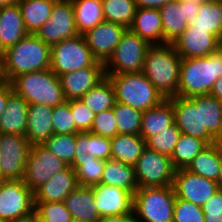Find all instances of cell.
<instances>
[{
	"mask_svg": "<svg viewBox=\"0 0 222 222\" xmlns=\"http://www.w3.org/2000/svg\"><path fill=\"white\" fill-rule=\"evenodd\" d=\"M181 60L172 43L154 44L147 49L142 73L164 99L178 95Z\"/></svg>",
	"mask_w": 222,
	"mask_h": 222,
	"instance_id": "obj_1",
	"label": "cell"
},
{
	"mask_svg": "<svg viewBox=\"0 0 222 222\" xmlns=\"http://www.w3.org/2000/svg\"><path fill=\"white\" fill-rule=\"evenodd\" d=\"M51 46L35 34H28L8 47L2 56L3 75L10 82L14 77L50 68Z\"/></svg>",
	"mask_w": 222,
	"mask_h": 222,
	"instance_id": "obj_2",
	"label": "cell"
},
{
	"mask_svg": "<svg viewBox=\"0 0 222 222\" xmlns=\"http://www.w3.org/2000/svg\"><path fill=\"white\" fill-rule=\"evenodd\" d=\"M221 76L222 59L218 52L205 57L182 59L177 96L190 98L209 94Z\"/></svg>",
	"mask_w": 222,
	"mask_h": 222,
	"instance_id": "obj_3",
	"label": "cell"
},
{
	"mask_svg": "<svg viewBox=\"0 0 222 222\" xmlns=\"http://www.w3.org/2000/svg\"><path fill=\"white\" fill-rule=\"evenodd\" d=\"M10 84L13 91L29 105L44 104L54 107L66 101L60 79L50 68L16 76Z\"/></svg>",
	"mask_w": 222,
	"mask_h": 222,
	"instance_id": "obj_4",
	"label": "cell"
},
{
	"mask_svg": "<svg viewBox=\"0 0 222 222\" xmlns=\"http://www.w3.org/2000/svg\"><path fill=\"white\" fill-rule=\"evenodd\" d=\"M105 75L114 86L116 102L144 112L165 100L142 72Z\"/></svg>",
	"mask_w": 222,
	"mask_h": 222,
	"instance_id": "obj_5",
	"label": "cell"
},
{
	"mask_svg": "<svg viewBox=\"0 0 222 222\" xmlns=\"http://www.w3.org/2000/svg\"><path fill=\"white\" fill-rule=\"evenodd\" d=\"M175 201L173 186L138 188L133 201L136 222H172Z\"/></svg>",
	"mask_w": 222,
	"mask_h": 222,
	"instance_id": "obj_6",
	"label": "cell"
},
{
	"mask_svg": "<svg viewBox=\"0 0 222 222\" xmlns=\"http://www.w3.org/2000/svg\"><path fill=\"white\" fill-rule=\"evenodd\" d=\"M92 65H104L93 55L83 35L51 46L50 70L58 77Z\"/></svg>",
	"mask_w": 222,
	"mask_h": 222,
	"instance_id": "obj_7",
	"label": "cell"
},
{
	"mask_svg": "<svg viewBox=\"0 0 222 222\" xmlns=\"http://www.w3.org/2000/svg\"><path fill=\"white\" fill-rule=\"evenodd\" d=\"M149 46L146 40L126 29L113 54L104 64L105 74L142 72Z\"/></svg>",
	"mask_w": 222,
	"mask_h": 222,
	"instance_id": "obj_8",
	"label": "cell"
},
{
	"mask_svg": "<svg viewBox=\"0 0 222 222\" xmlns=\"http://www.w3.org/2000/svg\"><path fill=\"white\" fill-rule=\"evenodd\" d=\"M134 170L139 188L172 186L176 171L171 157L147 146L134 165Z\"/></svg>",
	"mask_w": 222,
	"mask_h": 222,
	"instance_id": "obj_9",
	"label": "cell"
},
{
	"mask_svg": "<svg viewBox=\"0 0 222 222\" xmlns=\"http://www.w3.org/2000/svg\"><path fill=\"white\" fill-rule=\"evenodd\" d=\"M34 192L22 180H5L0 186V218L10 221L34 213Z\"/></svg>",
	"mask_w": 222,
	"mask_h": 222,
	"instance_id": "obj_10",
	"label": "cell"
},
{
	"mask_svg": "<svg viewBox=\"0 0 222 222\" xmlns=\"http://www.w3.org/2000/svg\"><path fill=\"white\" fill-rule=\"evenodd\" d=\"M68 165L42 144L31 145L23 181L33 192Z\"/></svg>",
	"mask_w": 222,
	"mask_h": 222,
	"instance_id": "obj_11",
	"label": "cell"
},
{
	"mask_svg": "<svg viewBox=\"0 0 222 222\" xmlns=\"http://www.w3.org/2000/svg\"><path fill=\"white\" fill-rule=\"evenodd\" d=\"M31 144L25 136L0 133V172L5 180H22Z\"/></svg>",
	"mask_w": 222,
	"mask_h": 222,
	"instance_id": "obj_12",
	"label": "cell"
},
{
	"mask_svg": "<svg viewBox=\"0 0 222 222\" xmlns=\"http://www.w3.org/2000/svg\"><path fill=\"white\" fill-rule=\"evenodd\" d=\"M35 35L50 46L79 35L72 0H56L50 18Z\"/></svg>",
	"mask_w": 222,
	"mask_h": 222,
	"instance_id": "obj_13",
	"label": "cell"
},
{
	"mask_svg": "<svg viewBox=\"0 0 222 222\" xmlns=\"http://www.w3.org/2000/svg\"><path fill=\"white\" fill-rule=\"evenodd\" d=\"M172 186L176 197L200 207L220 190L216 181L194 174L186 168L175 171Z\"/></svg>",
	"mask_w": 222,
	"mask_h": 222,
	"instance_id": "obj_14",
	"label": "cell"
},
{
	"mask_svg": "<svg viewBox=\"0 0 222 222\" xmlns=\"http://www.w3.org/2000/svg\"><path fill=\"white\" fill-rule=\"evenodd\" d=\"M100 217L120 216L133 213L134 195L129 191L106 184L91 187Z\"/></svg>",
	"mask_w": 222,
	"mask_h": 222,
	"instance_id": "obj_15",
	"label": "cell"
},
{
	"mask_svg": "<svg viewBox=\"0 0 222 222\" xmlns=\"http://www.w3.org/2000/svg\"><path fill=\"white\" fill-rule=\"evenodd\" d=\"M125 30L126 28L121 25L103 21L83 36L95 58L105 64L119 44Z\"/></svg>",
	"mask_w": 222,
	"mask_h": 222,
	"instance_id": "obj_16",
	"label": "cell"
},
{
	"mask_svg": "<svg viewBox=\"0 0 222 222\" xmlns=\"http://www.w3.org/2000/svg\"><path fill=\"white\" fill-rule=\"evenodd\" d=\"M219 39L208 29H191L189 26L172 45L182 59L205 57L218 50Z\"/></svg>",
	"mask_w": 222,
	"mask_h": 222,
	"instance_id": "obj_17",
	"label": "cell"
},
{
	"mask_svg": "<svg viewBox=\"0 0 222 222\" xmlns=\"http://www.w3.org/2000/svg\"><path fill=\"white\" fill-rule=\"evenodd\" d=\"M106 77L104 65H92L59 76L66 100L81 99Z\"/></svg>",
	"mask_w": 222,
	"mask_h": 222,
	"instance_id": "obj_18",
	"label": "cell"
},
{
	"mask_svg": "<svg viewBox=\"0 0 222 222\" xmlns=\"http://www.w3.org/2000/svg\"><path fill=\"white\" fill-rule=\"evenodd\" d=\"M174 119L181 134L202 139L201 106H196V96L190 98L171 97Z\"/></svg>",
	"mask_w": 222,
	"mask_h": 222,
	"instance_id": "obj_19",
	"label": "cell"
},
{
	"mask_svg": "<svg viewBox=\"0 0 222 222\" xmlns=\"http://www.w3.org/2000/svg\"><path fill=\"white\" fill-rule=\"evenodd\" d=\"M78 186L75 170L68 165L34 191V201L64 202Z\"/></svg>",
	"mask_w": 222,
	"mask_h": 222,
	"instance_id": "obj_20",
	"label": "cell"
},
{
	"mask_svg": "<svg viewBox=\"0 0 222 222\" xmlns=\"http://www.w3.org/2000/svg\"><path fill=\"white\" fill-rule=\"evenodd\" d=\"M196 106H201L202 140L207 144L222 142V106L213 95L196 96Z\"/></svg>",
	"mask_w": 222,
	"mask_h": 222,
	"instance_id": "obj_21",
	"label": "cell"
},
{
	"mask_svg": "<svg viewBox=\"0 0 222 222\" xmlns=\"http://www.w3.org/2000/svg\"><path fill=\"white\" fill-rule=\"evenodd\" d=\"M52 115V106L44 104L29 105L25 137L31 145L43 144L53 135Z\"/></svg>",
	"mask_w": 222,
	"mask_h": 222,
	"instance_id": "obj_22",
	"label": "cell"
},
{
	"mask_svg": "<svg viewBox=\"0 0 222 222\" xmlns=\"http://www.w3.org/2000/svg\"><path fill=\"white\" fill-rule=\"evenodd\" d=\"M28 32L22 18L18 2L0 8V45L1 57L4 51L23 39Z\"/></svg>",
	"mask_w": 222,
	"mask_h": 222,
	"instance_id": "obj_23",
	"label": "cell"
},
{
	"mask_svg": "<svg viewBox=\"0 0 222 222\" xmlns=\"http://www.w3.org/2000/svg\"><path fill=\"white\" fill-rule=\"evenodd\" d=\"M70 211L73 222H99L100 215L94 200L91 187L78 186L64 200Z\"/></svg>",
	"mask_w": 222,
	"mask_h": 222,
	"instance_id": "obj_24",
	"label": "cell"
},
{
	"mask_svg": "<svg viewBox=\"0 0 222 222\" xmlns=\"http://www.w3.org/2000/svg\"><path fill=\"white\" fill-rule=\"evenodd\" d=\"M29 104L12 91L0 117V133L25 136Z\"/></svg>",
	"mask_w": 222,
	"mask_h": 222,
	"instance_id": "obj_25",
	"label": "cell"
},
{
	"mask_svg": "<svg viewBox=\"0 0 222 222\" xmlns=\"http://www.w3.org/2000/svg\"><path fill=\"white\" fill-rule=\"evenodd\" d=\"M129 29L150 45L163 44V25L159 9L137 8Z\"/></svg>",
	"mask_w": 222,
	"mask_h": 222,
	"instance_id": "obj_26",
	"label": "cell"
},
{
	"mask_svg": "<svg viewBox=\"0 0 222 222\" xmlns=\"http://www.w3.org/2000/svg\"><path fill=\"white\" fill-rule=\"evenodd\" d=\"M174 122L172 102L165 99L158 106L149 108L142 113L140 136L147 141L151 136L161 133Z\"/></svg>",
	"mask_w": 222,
	"mask_h": 222,
	"instance_id": "obj_27",
	"label": "cell"
},
{
	"mask_svg": "<svg viewBox=\"0 0 222 222\" xmlns=\"http://www.w3.org/2000/svg\"><path fill=\"white\" fill-rule=\"evenodd\" d=\"M163 25V44L174 42L189 26L183 0L168 2L159 8Z\"/></svg>",
	"mask_w": 222,
	"mask_h": 222,
	"instance_id": "obj_28",
	"label": "cell"
},
{
	"mask_svg": "<svg viewBox=\"0 0 222 222\" xmlns=\"http://www.w3.org/2000/svg\"><path fill=\"white\" fill-rule=\"evenodd\" d=\"M222 163V142L208 144L186 168L188 171L206 179L217 181Z\"/></svg>",
	"mask_w": 222,
	"mask_h": 222,
	"instance_id": "obj_29",
	"label": "cell"
},
{
	"mask_svg": "<svg viewBox=\"0 0 222 222\" xmlns=\"http://www.w3.org/2000/svg\"><path fill=\"white\" fill-rule=\"evenodd\" d=\"M101 184L123 188L133 195L139 188L134 166L112 158L105 161Z\"/></svg>",
	"mask_w": 222,
	"mask_h": 222,
	"instance_id": "obj_30",
	"label": "cell"
},
{
	"mask_svg": "<svg viewBox=\"0 0 222 222\" xmlns=\"http://www.w3.org/2000/svg\"><path fill=\"white\" fill-rule=\"evenodd\" d=\"M111 158L129 165H135L146 147L140 135L117 134L111 138Z\"/></svg>",
	"mask_w": 222,
	"mask_h": 222,
	"instance_id": "obj_31",
	"label": "cell"
},
{
	"mask_svg": "<svg viewBox=\"0 0 222 222\" xmlns=\"http://www.w3.org/2000/svg\"><path fill=\"white\" fill-rule=\"evenodd\" d=\"M56 0H18L28 34H36L50 14Z\"/></svg>",
	"mask_w": 222,
	"mask_h": 222,
	"instance_id": "obj_32",
	"label": "cell"
},
{
	"mask_svg": "<svg viewBox=\"0 0 222 222\" xmlns=\"http://www.w3.org/2000/svg\"><path fill=\"white\" fill-rule=\"evenodd\" d=\"M76 29L79 35L85 34L105 21L101 0H72Z\"/></svg>",
	"mask_w": 222,
	"mask_h": 222,
	"instance_id": "obj_33",
	"label": "cell"
},
{
	"mask_svg": "<svg viewBox=\"0 0 222 222\" xmlns=\"http://www.w3.org/2000/svg\"><path fill=\"white\" fill-rule=\"evenodd\" d=\"M191 29H208L219 40L222 39V1L202 2L198 15L189 23Z\"/></svg>",
	"mask_w": 222,
	"mask_h": 222,
	"instance_id": "obj_34",
	"label": "cell"
},
{
	"mask_svg": "<svg viewBox=\"0 0 222 222\" xmlns=\"http://www.w3.org/2000/svg\"><path fill=\"white\" fill-rule=\"evenodd\" d=\"M111 138L92 134L90 131L76 133V148L74 157H91L108 160L111 158Z\"/></svg>",
	"mask_w": 222,
	"mask_h": 222,
	"instance_id": "obj_35",
	"label": "cell"
},
{
	"mask_svg": "<svg viewBox=\"0 0 222 222\" xmlns=\"http://www.w3.org/2000/svg\"><path fill=\"white\" fill-rule=\"evenodd\" d=\"M105 160L91 157H74L70 165L75 170V175L79 186L92 187L101 183L104 171Z\"/></svg>",
	"mask_w": 222,
	"mask_h": 222,
	"instance_id": "obj_36",
	"label": "cell"
},
{
	"mask_svg": "<svg viewBox=\"0 0 222 222\" xmlns=\"http://www.w3.org/2000/svg\"><path fill=\"white\" fill-rule=\"evenodd\" d=\"M81 100L95 114L111 109L116 103L114 86L106 76L90 89Z\"/></svg>",
	"mask_w": 222,
	"mask_h": 222,
	"instance_id": "obj_37",
	"label": "cell"
},
{
	"mask_svg": "<svg viewBox=\"0 0 222 222\" xmlns=\"http://www.w3.org/2000/svg\"><path fill=\"white\" fill-rule=\"evenodd\" d=\"M208 144L197 137H192L187 134H181L179 140L173 150L171 161L174 168H187L193 159L207 146Z\"/></svg>",
	"mask_w": 222,
	"mask_h": 222,
	"instance_id": "obj_38",
	"label": "cell"
},
{
	"mask_svg": "<svg viewBox=\"0 0 222 222\" xmlns=\"http://www.w3.org/2000/svg\"><path fill=\"white\" fill-rule=\"evenodd\" d=\"M105 21L116 23L129 29L136 13L134 0H101Z\"/></svg>",
	"mask_w": 222,
	"mask_h": 222,
	"instance_id": "obj_39",
	"label": "cell"
},
{
	"mask_svg": "<svg viewBox=\"0 0 222 222\" xmlns=\"http://www.w3.org/2000/svg\"><path fill=\"white\" fill-rule=\"evenodd\" d=\"M118 134L140 135L142 111L116 102L113 107Z\"/></svg>",
	"mask_w": 222,
	"mask_h": 222,
	"instance_id": "obj_40",
	"label": "cell"
},
{
	"mask_svg": "<svg viewBox=\"0 0 222 222\" xmlns=\"http://www.w3.org/2000/svg\"><path fill=\"white\" fill-rule=\"evenodd\" d=\"M42 145L67 165L70 166L73 163L76 148V134H53Z\"/></svg>",
	"mask_w": 222,
	"mask_h": 222,
	"instance_id": "obj_41",
	"label": "cell"
},
{
	"mask_svg": "<svg viewBox=\"0 0 222 222\" xmlns=\"http://www.w3.org/2000/svg\"><path fill=\"white\" fill-rule=\"evenodd\" d=\"M34 214L39 222H73L64 202L35 201Z\"/></svg>",
	"mask_w": 222,
	"mask_h": 222,
	"instance_id": "obj_42",
	"label": "cell"
},
{
	"mask_svg": "<svg viewBox=\"0 0 222 222\" xmlns=\"http://www.w3.org/2000/svg\"><path fill=\"white\" fill-rule=\"evenodd\" d=\"M180 135L181 131L174 122L171 126L162 130L161 133L151 136L146 141V146L160 154L171 157Z\"/></svg>",
	"mask_w": 222,
	"mask_h": 222,
	"instance_id": "obj_43",
	"label": "cell"
},
{
	"mask_svg": "<svg viewBox=\"0 0 222 222\" xmlns=\"http://www.w3.org/2000/svg\"><path fill=\"white\" fill-rule=\"evenodd\" d=\"M53 134H76L79 131L75 127L74 117L70 110L69 100L53 107L52 115Z\"/></svg>",
	"mask_w": 222,
	"mask_h": 222,
	"instance_id": "obj_44",
	"label": "cell"
},
{
	"mask_svg": "<svg viewBox=\"0 0 222 222\" xmlns=\"http://www.w3.org/2000/svg\"><path fill=\"white\" fill-rule=\"evenodd\" d=\"M172 222H205L200 206L176 197Z\"/></svg>",
	"mask_w": 222,
	"mask_h": 222,
	"instance_id": "obj_45",
	"label": "cell"
},
{
	"mask_svg": "<svg viewBox=\"0 0 222 222\" xmlns=\"http://www.w3.org/2000/svg\"><path fill=\"white\" fill-rule=\"evenodd\" d=\"M90 132L107 138H114L118 134L113 108L95 115Z\"/></svg>",
	"mask_w": 222,
	"mask_h": 222,
	"instance_id": "obj_46",
	"label": "cell"
},
{
	"mask_svg": "<svg viewBox=\"0 0 222 222\" xmlns=\"http://www.w3.org/2000/svg\"><path fill=\"white\" fill-rule=\"evenodd\" d=\"M69 105L76 129L79 132L90 131L96 114L81 99L69 100Z\"/></svg>",
	"mask_w": 222,
	"mask_h": 222,
	"instance_id": "obj_47",
	"label": "cell"
},
{
	"mask_svg": "<svg viewBox=\"0 0 222 222\" xmlns=\"http://www.w3.org/2000/svg\"><path fill=\"white\" fill-rule=\"evenodd\" d=\"M201 208L203 211L222 212V190L212 195Z\"/></svg>",
	"mask_w": 222,
	"mask_h": 222,
	"instance_id": "obj_48",
	"label": "cell"
},
{
	"mask_svg": "<svg viewBox=\"0 0 222 222\" xmlns=\"http://www.w3.org/2000/svg\"><path fill=\"white\" fill-rule=\"evenodd\" d=\"M183 5H185V18L190 23L198 15L201 2L198 0H183Z\"/></svg>",
	"mask_w": 222,
	"mask_h": 222,
	"instance_id": "obj_49",
	"label": "cell"
},
{
	"mask_svg": "<svg viewBox=\"0 0 222 222\" xmlns=\"http://www.w3.org/2000/svg\"><path fill=\"white\" fill-rule=\"evenodd\" d=\"M13 91L10 82L5 81L0 85V117L6 108V102L9 94Z\"/></svg>",
	"mask_w": 222,
	"mask_h": 222,
	"instance_id": "obj_50",
	"label": "cell"
},
{
	"mask_svg": "<svg viewBox=\"0 0 222 222\" xmlns=\"http://www.w3.org/2000/svg\"><path fill=\"white\" fill-rule=\"evenodd\" d=\"M137 8L159 9L174 0H134Z\"/></svg>",
	"mask_w": 222,
	"mask_h": 222,
	"instance_id": "obj_51",
	"label": "cell"
},
{
	"mask_svg": "<svg viewBox=\"0 0 222 222\" xmlns=\"http://www.w3.org/2000/svg\"><path fill=\"white\" fill-rule=\"evenodd\" d=\"M99 222H136L134 213H127L120 216L101 217Z\"/></svg>",
	"mask_w": 222,
	"mask_h": 222,
	"instance_id": "obj_52",
	"label": "cell"
},
{
	"mask_svg": "<svg viewBox=\"0 0 222 222\" xmlns=\"http://www.w3.org/2000/svg\"><path fill=\"white\" fill-rule=\"evenodd\" d=\"M210 94L218 100H222V76L216 80Z\"/></svg>",
	"mask_w": 222,
	"mask_h": 222,
	"instance_id": "obj_53",
	"label": "cell"
},
{
	"mask_svg": "<svg viewBox=\"0 0 222 222\" xmlns=\"http://www.w3.org/2000/svg\"><path fill=\"white\" fill-rule=\"evenodd\" d=\"M205 222H222V212L203 211Z\"/></svg>",
	"mask_w": 222,
	"mask_h": 222,
	"instance_id": "obj_54",
	"label": "cell"
},
{
	"mask_svg": "<svg viewBox=\"0 0 222 222\" xmlns=\"http://www.w3.org/2000/svg\"><path fill=\"white\" fill-rule=\"evenodd\" d=\"M10 222H39V220L37 219L36 215L33 213L32 215L27 216L25 218L16 219Z\"/></svg>",
	"mask_w": 222,
	"mask_h": 222,
	"instance_id": "obj_55",
	"label": "cell"
},
{
	"mask_svg": "<svg viewBox=\"0 0 222 222\" xmlns=\"http://www.w3.org/2000/svg\"><path fill=\"white\" fill-rule=\"evenodd\" d=\"M18 0H0V8L17 3Z\"/></svg>",
	"mask_w": 222,
	"mask_h": 222,
	"instance_id": "obj_56",
	"label": "cell"
},
{
	"mask_svg": "<svg viewBox=\"0 0 222 222\" xmlns=\"http://www.w3.org/2000/svg\"><path fill=\"white\" fill-rule=\"evenodd\" d=\"M216 183L218 184L219 189L222 190V163L220 165L219 174Z\"/></svg>",
	"mask_w": 222,
	"mask_h": 222,
	"instance_id": "obj_57",
	"label": "cell"
},
{
	"mask_svg": "<svg viewBox=\"0 0 222 222\" xmlns=\"http://www.w3.org/2000/svg\"><path fill=\"white\" fill-rule=\"evenodd\" d=\"M4 82H5V78L3 75L2 57L0 56V85Z\"/></svg>",
	"mask_w": 222,
	"mask_h": 222,
	"instance_id": "obj_58",
	"label": "cell"
},
{
	"mask_svg": "<svg viewBox=\"0 0 222 222\" xmlns=\"http://www.w3.org/2000/svg\"><path fill=\"white\" fill-rule=\"evenodd\" d=\"M217 52L219 53V55H220V57L222 59V39L219 40Z\"/></svg>",
	"mask_w": 222,
	"mask_h": 222,
	"instance_id": "obj_59",
	"label": "cell"
},
{
	"mask_svg": "<svg viewBox=\"0 0 222 222\" xmlns=\"http://www.w3.org/2000/svg\"><path fill=\"white\" fill-rule=\"evenodd\" d=\"M5 181L4 177L1 175V172H0V186L2 185V183Z\"/></svg>",
	"mask_w": 222,
	"mask_h": 222,
	"instance_id": "obj_60",
	"label": "cell"
},
{
	"mask_svg": "<svg viewBox=\"0 0 222 222\" xmlns=\"http://www.w3.org/2000/svg\"><path fill=\"white\" fill-rule=\"evenodd\" d=\"M0 222H9L8 220L0 218Z\"/></svg>",
	"mask_w": 222,
	"mask_h": 222,
	"instance_id": "obj_61",
	"label": "cell"
},
{
	"mask_svg": "<svg viewBox=\"0 0 222 222\" xmlns=\"http://www.w3.org/2000/svg\"><path fill=\"white\" fill-rule=\"evenodd\" d=\"M198 1L202 3V2L211 1V0H198Z\"/></svg>",
	"mask_w": 222,
	"mask_h": 222,
	"instance_id": "obj_62",
	"label": "cell"
}]
</instances>
